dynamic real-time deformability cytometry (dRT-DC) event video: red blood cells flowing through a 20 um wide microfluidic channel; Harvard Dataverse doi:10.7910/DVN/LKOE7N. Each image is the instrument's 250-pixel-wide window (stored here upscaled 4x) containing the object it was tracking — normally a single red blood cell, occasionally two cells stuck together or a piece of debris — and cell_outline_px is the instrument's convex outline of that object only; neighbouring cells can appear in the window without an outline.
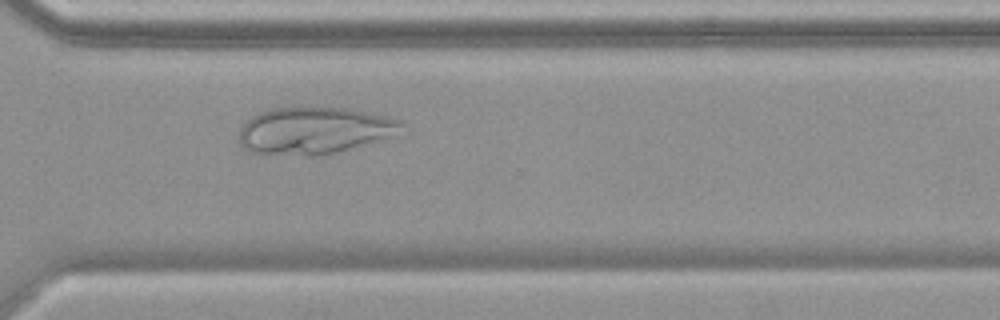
{"species": "common noctule bat (a hibernating species)", "species_latin": "Nyctalus noctula", "temperature_condition": "warm", "stored_images_in_passage": 51, "camera_frame_rate_fps": 3000, "um_per_image_px": 0.085, "animal": {"sex": "female", "body_mass_g": 19.9}, "frame": {"image": 1, "passage_image": 37, "time_ms": 12.0, "image_size_px": [1000, 320], "cell_outline_px": [[404, 124], [388, 136], [336, 152], [316, 156], [308, 156], [248, 152], [240, 144], [240, 128], [244, 120], [260, 112], [272, 108], [352, 108], [400, 120]], "centroid_in_image_um": [26.6, 11.09], "position_along_channel_um": 344.0, "area_um2": 43.7}}
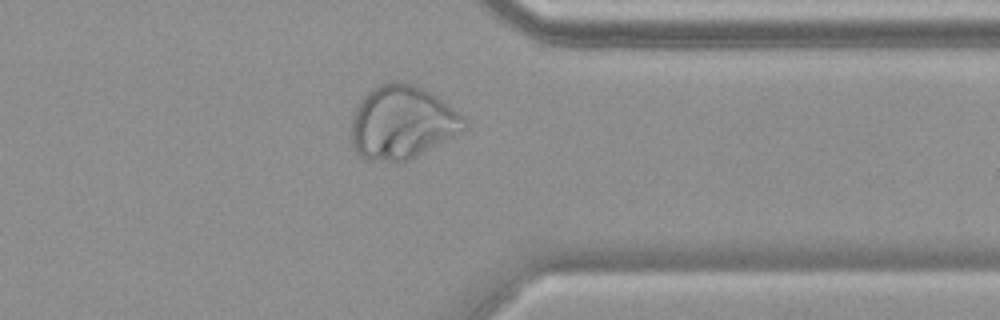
{"frame": {"image": 2, "passage_image": 40, "time_ms": 13.0, "image_size_px": [1000, 320], "cell_outline_px": [[468, 128], [416, 156], [408, 160], [396, 164], [368, 160], [360, 156], [356, 152], [352, 144], [352, 116], [360, 100], [372, 88], [380, 84], [392, 80], [400, 80], [412, 84], [436, 96], [464, 116], [468, 120]], "centroid_in_image_um": [34.17, 10.42], "position_along_channel_um": 377.2, "area_um2": 48.49}}
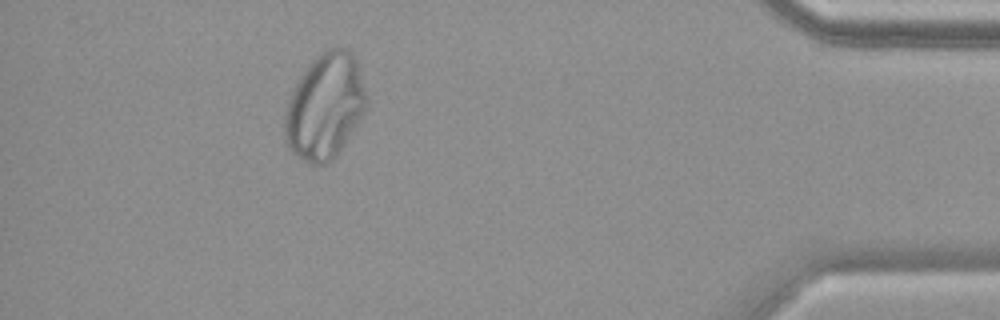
{"frame": {"image": 3, "passage_image": 46, "time_ms": 15.0, "image_size_px": [1000, 320], "cell_outline_px": [[368, 96], [364, 112], [360, 120], [340, 152], [332, 160], [316, 168], [308, 164], [296, 156], [288, 148], [284, 140], [284, 112], [288, 100], [300, 76], [308, 64], [324, 48], [348, 48], [352, 52], [356, 60]], "centroid_in_image_um": [27.61, 9.08], "position_along_channel_um": 407.6, "area_um2": 51.04}}